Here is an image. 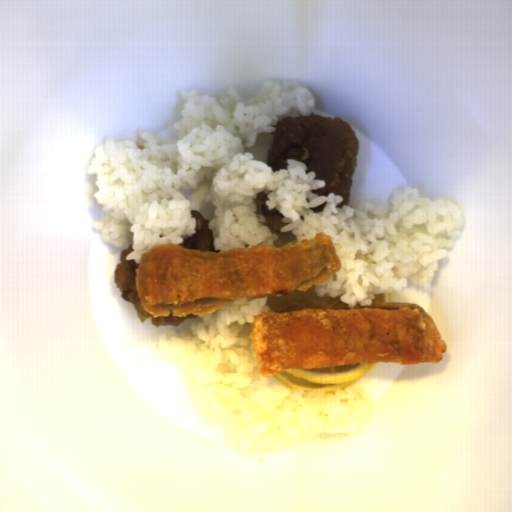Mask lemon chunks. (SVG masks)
Returning a JSON list of instances; mask_svg holds the SVG:
<instances>
[{
  "label": "lemon chunks",
  "mask_w": 512,
  "mask_h": 512,
  "mask_svg": "<svg viewBox=\"0 0 512 512\" xmlns=\"http://www.w3.org/2000/svg\"><path fill=\"white\" fill-rule=\"evenodd\" d=\"M373 362H358L325 368H287L273 374L285 387L324 391L335 395L338 389L356 386L355 381L369 373Z\"/></svg>",
  "instance_id": "1"
},
{
  "label": "lemon chunks",
  "mask_w": 512,
  "mask_h": 512,
  "mask_svg": "<svg viewBox=\"0 0 512 512\" xmlns=\"http://www.w3.org/2000/svg\"><path fill=\"white\" fill-rule=\"evenodd\" d=\"M266 305L269 310H281L288 308L322 307L329 305H347L341 301L340 296H318L316 285L306 291H294L289 294H266Z\"/></svg>",
  "instance_id": "2"
},
{
  "label": "lemon chunks",
  "mask_w": 512,
  "mask_h": 512,
  "mask_svg": "<svg viewBox=\"0 0 512 512\" xmlns=\"http://www.w3.org/2000/svg\"><path fill=\"white\" fill-rule=\"evenodd\" d=\"M372 303H392V292L387 294H376L374 295L373 300H371Z\"/></svg>",
  "instance_id": "3"
}]
</instances>
